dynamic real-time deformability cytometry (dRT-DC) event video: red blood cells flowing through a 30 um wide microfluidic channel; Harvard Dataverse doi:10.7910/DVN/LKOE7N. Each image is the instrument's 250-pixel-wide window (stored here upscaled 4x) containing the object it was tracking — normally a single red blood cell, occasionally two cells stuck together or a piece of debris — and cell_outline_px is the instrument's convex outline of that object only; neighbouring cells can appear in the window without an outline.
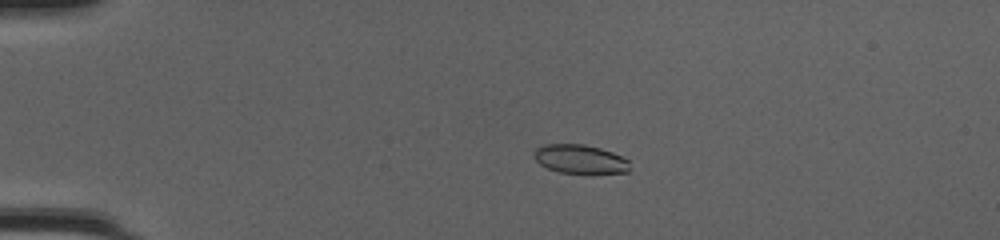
{"species": "common noctule bat (a hibernating species)", "species_latin": "Nyctalus noctula", "temperature_condition": "cold", "stored_images_in_passage": 52, "camera_frame_rate_fps": 3000, "um_per_image_px": 0.085, "animal": {"sex": "female", "body_mass_g": 20.0, "forearm_length_mm": 54.0}, "frame": {"image": 1, "passage_image": 13, "time_ms": 4.0, "image_size_px": [1000, 240], "cell_outline_px": [[628, 172], [592, 176], [560, 172], [548, 168], [540, 164], [532, 156], [532, 152], [536, 148], [544, 144], [584, 144], [600, 148], [612, 152], [628, 160]], "centroid_in_image_um": [49.3, 13.56], "position_along_channel_um": 35.7, "area_um2": 16.76}}
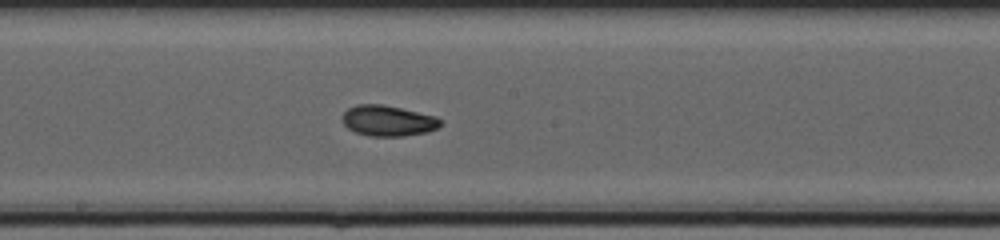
{"frame": {"image": 2, "passage_image": 30, "time_ms": 9.667, "image_size_px": [1000, 240], "cell_outline_px": [[444, 120], [436, 128], [428, 132], [404, 136], [368, 136], [356, 132], [348, 128], [340, 120], [340, 116], [348, 108], [356, 104], [384, 104], [436, 116]], "centroid_in_image_um": [32.96, 10.25], "position_along_channel_um": 215.2, "area_um2": 17.8}}
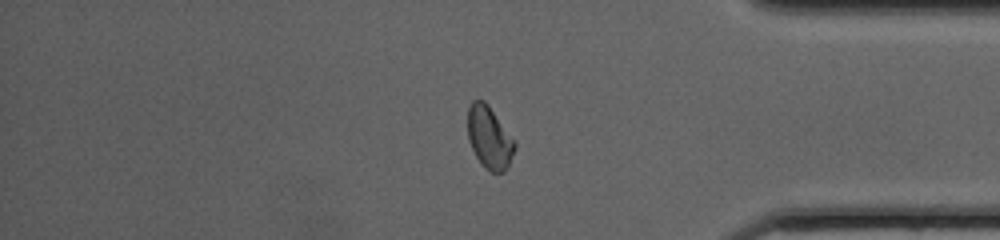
{"frame": {"image": 3, "passage_image": 44, "time_ms": 14.333, "image_size_px": [1000, 240], "cell_outline_px": [[516, 148], [504, 172], [492, 172], [484, 168], [480, 164], [468, 140], [468, 108], [472, 100], [484, 100], [488, 104], [516, 140]], "centroid_in_image_um": [41.61, 11.68], "position_along_channel_um": 393.6, "area_um2": 17.28}, "authors_computed_cell_mechanics": {"area_um2": 17.2244, "velocity_mm_per_s": 4.2043, "shape_relaxation_time_tau1_ms": 7.0225, "shape_relaxation_time_tau2_ms": 2.7151, "deformation_change_tau1": 0.1657, "deformation_change_tau2": 0.0723}}